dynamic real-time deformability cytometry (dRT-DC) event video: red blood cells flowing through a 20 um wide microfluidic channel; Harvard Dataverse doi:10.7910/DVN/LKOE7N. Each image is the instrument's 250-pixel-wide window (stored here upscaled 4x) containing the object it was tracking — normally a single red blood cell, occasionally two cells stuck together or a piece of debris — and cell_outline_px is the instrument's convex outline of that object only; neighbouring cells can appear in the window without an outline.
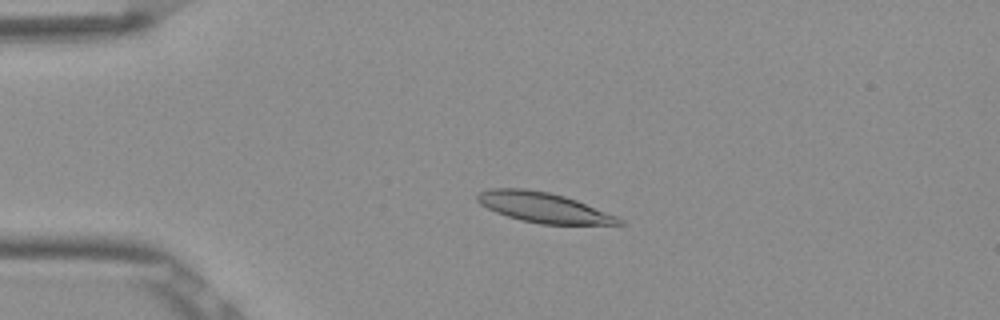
{"species": "Egyptian fruit bat (a non-hibernating species)", "species_latin": "Rousettus aegyptiacus", "temperature_condition": "room temperature", "stored_images_in_passage": 52, "camera_frame_rate_fps": 3000, "um_per_image_px": 0.085, "frame": {"image": 1, "passage_image": 11, "time_ms": 3.333, "image_size_px": [1000, 320], "cell_outline_px": [[624, 224], [540, 224], [508, 216], [496, 212], [480, 204], [476, 200], [476, 192], [488, 188], [524, 188], [548, 192], [564, 196], [576, 200], [620, 216], [624, 220]], "centroid_in_image_um": [46.2, 17.62], "position_along_channel_um": 38.8, "area_um2": 24.91}}
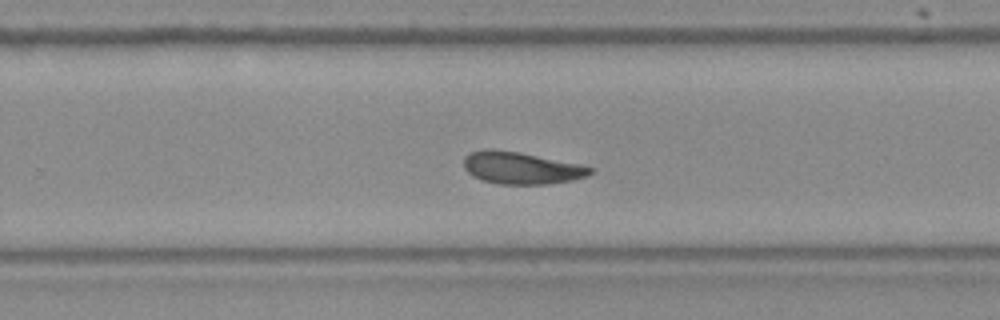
{"frame": {"image": 2, "passage_image": 33, "time_ms": 10.667, "image_size_px": [1000, 320], "cell_outline_px": [[592, 172], [588, 176], [572, 180], [548, 184], [500, 184], [484, 180], [472, 176], [464, 168], [464, 156], [468, 152], [484, 148], [492, 148], [520, 152], [580, 164], [592, 168]], "centroid_in_image_um": [44.27, 14.26], "position_along_channel_um": 285.5, "area_um2": 23.81}}
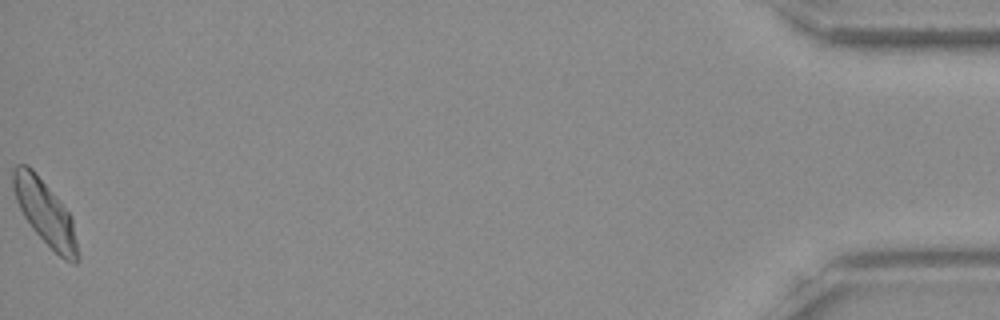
{"frame": {"image": 3, "passage_image": 52, "time_ms": 17.0, "image_size_px": [1000, 320], "cell_outline_px": [[80, 256], [76, 264], [72, 264], [64, 260], [32, 228], [24, 216], [16, 200], [12, 188], [12, 168], [16, 164], [28, 164], [32, 168], [72, 216]], "centroid_in_image_um": [3.84, 18.07], "position_along_channel_um": 431.4, "area_um2": 24.22}, "authors_computed_cell_mechanics": {"area_um2": 24.0448, "velocity_mm_per_s": 3.8405, "shape_relaxation_time_tau1_ms": 6.5934, "shape_relaxation_time_tau2_ms": 4.7971, "deformation_change_tau1": 0.1588, "deformation_change_tau2": 0.1174}}